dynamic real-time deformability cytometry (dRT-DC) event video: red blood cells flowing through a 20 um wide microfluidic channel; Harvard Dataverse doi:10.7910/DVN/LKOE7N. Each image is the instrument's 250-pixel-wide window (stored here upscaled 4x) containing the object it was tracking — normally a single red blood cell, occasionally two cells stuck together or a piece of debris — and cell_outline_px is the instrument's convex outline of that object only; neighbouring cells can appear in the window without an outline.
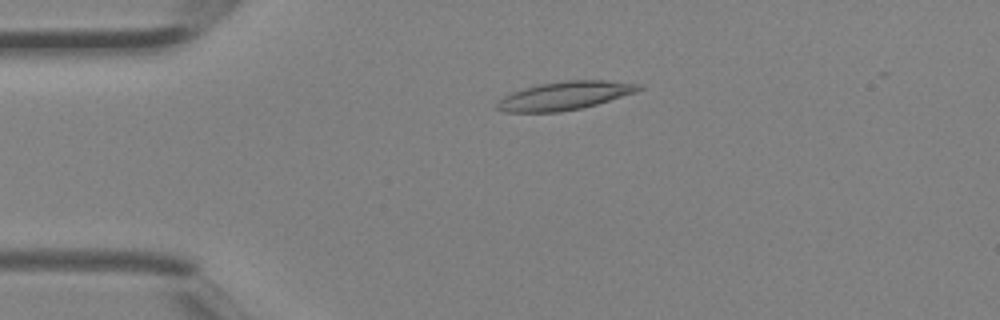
{"species": "Egyptian fruit bat (a non-hibernating species)", "species_latin": "Rousettus aegyptiacus", "temperature_condition": "room temperature", "stored_images_in_passage": 3, "camera_frame_rate_fps": 3000, "um_per_image_px": 0.085, "animal": {"sex": "female"}, "frame": {"image": 1, "passage_image": 1, "time_ms": 0.0, "image_size_px": [1000, 320], "cell_outline_px": [[644, 88], [636, 92], [596, 104], [580, 108], [560, 112], [504, 112], [496, 108], [496, 100], [512, 92], [524, 88], [540, 84], [568, 80], [604, 80], [644, 84]], "centroid_in_image_um": [48.0, 8.13], "position_along_channel_um": 37.0, "area_um2": 23.41}}